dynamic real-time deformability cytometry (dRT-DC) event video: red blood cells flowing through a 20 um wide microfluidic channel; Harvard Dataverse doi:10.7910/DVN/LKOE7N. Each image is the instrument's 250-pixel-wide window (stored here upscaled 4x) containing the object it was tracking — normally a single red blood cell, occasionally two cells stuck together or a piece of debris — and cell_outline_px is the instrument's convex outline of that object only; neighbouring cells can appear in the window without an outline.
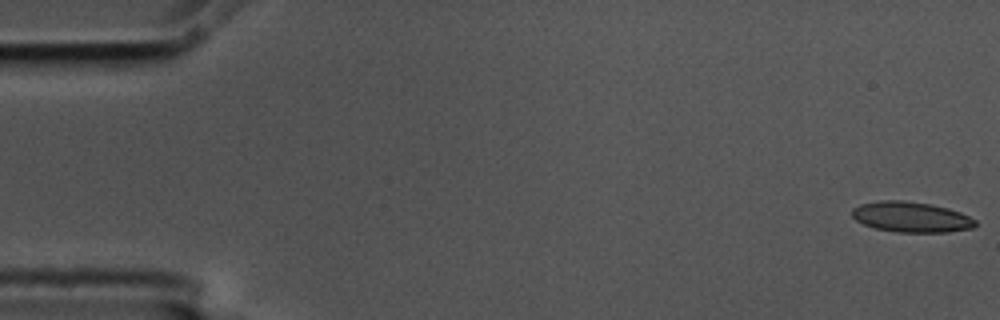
{"species": "common noctule bat (a hibernating species)", "species_latin": "Nyctalus noctula", "temperature_condition": "cold", "stored_images_in_passage": 5, "camera_frame_rate_fps": 3000, "um_per_image_px": 0.085, "animal": {"sex": "male", "body_mass_g": 17.5, "forearm_length_mm": 52.3}, "frame": {"image": 1, "passage_image": 1, "time_ms": 0.0, "image_size_px": [1000, 320], "cell_outline_px": [[976, 224], [972, 228], [948, 232], [896, 232], [876, 228], [864, 224], [856, 220], [852, 216], [852, 208], [860, 204], [880, 200], [904, 200], [932, 204], [948, 208], [960, 212], [976, 220]], "centroid_in_image_um": [77.44, 18.44], "position_along_channel_um": 7.6, "area_um2": 21.91}}
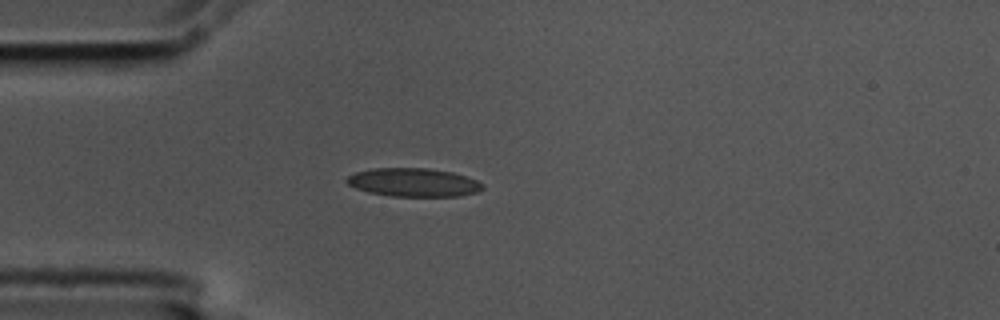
{"frame": {"image": 2, "passage_image": 5, "time_ms": 1.333, "image_size_px": [1000, 320], "cell_outline_px": [[484, 188], [476, 192], [460, 196], [392, 196], [368, 192], [356, 188], [348, 184], [344, 180], [348, 176], [356, 172], [372, 168], [424, 168], [452, 172], [476, 180], [484, 184]], "centroid_in_image_um": [35.13, 15.5], "position_along_channel_um": 49.9, "area_um2": 22.43}}